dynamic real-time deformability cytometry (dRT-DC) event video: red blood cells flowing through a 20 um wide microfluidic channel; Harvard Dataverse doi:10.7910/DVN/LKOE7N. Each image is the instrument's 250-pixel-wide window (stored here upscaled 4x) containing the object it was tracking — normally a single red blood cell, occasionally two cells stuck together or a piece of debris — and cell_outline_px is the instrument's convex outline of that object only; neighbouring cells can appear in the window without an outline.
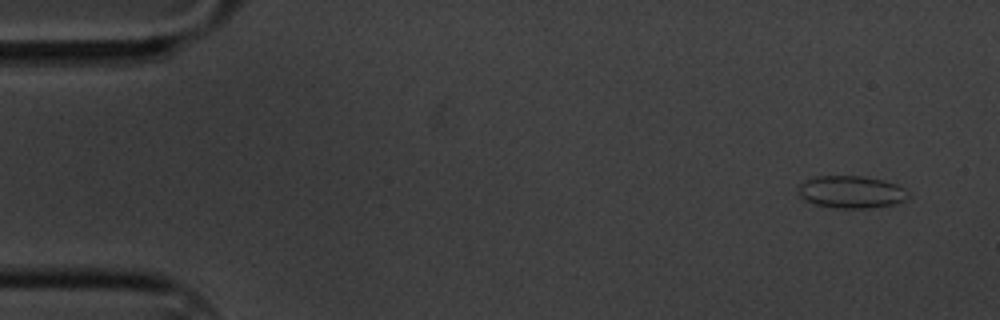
{"species": "common noctule bat (a hibernating species)", "species_latin": "Nyctalus noctula", "temperature_condition": "cold", "stored_images_in_passage": 57, "camera_frame_rate_fps": 3000, "um_per_image_px": 0.085, "animal": {"sex": "male", "body_mass_g": 20.1, "forearm_length_mm": 53.5}, "frame": {"image": 1, "passage_image": 1, "time_ms": 0.0, "image_size_px": [1000, 320], "cell_outline_px": [[908, 196], [904, 200], [892, 204], [872, 208], [836, 208], [816, 204], [804, 200], [800, 196], [800, 184], [804, 180], [816, 176], [864, 176], [884, 180], [896, 184], [904, 188], [908, 192]], "centroid_in_image_um": [72.36, 16.31], "position_along_channel_um": 12.6, "area_um2": 20.63}}
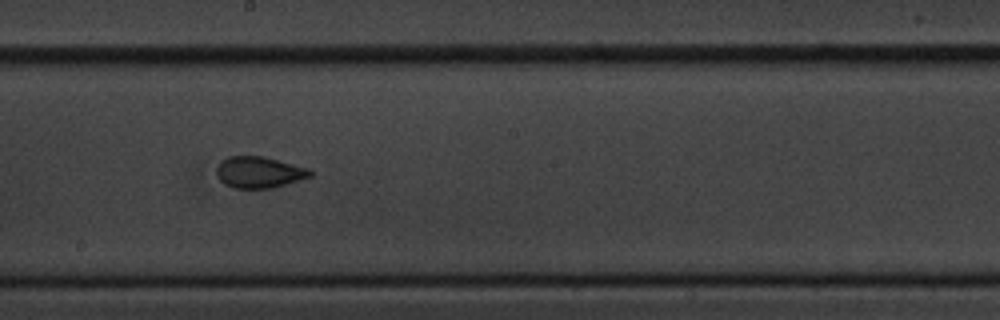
{"frame": {"image": 2, "passage_image": 30, "time_ms": 9.667, "image_size_px": [1000, 320], "cell_outline_px": [[312, 176], [272, 188], [232, 188], [224, 184], [216, 176], [216, 168], [220, 160], [228, 156], [264, 156], [308, 168], [312, 172]], "centroid_in_image_um": [21.97, 14.63], "position_along_channel_um": 226.2, "area_um2": 17.22}}
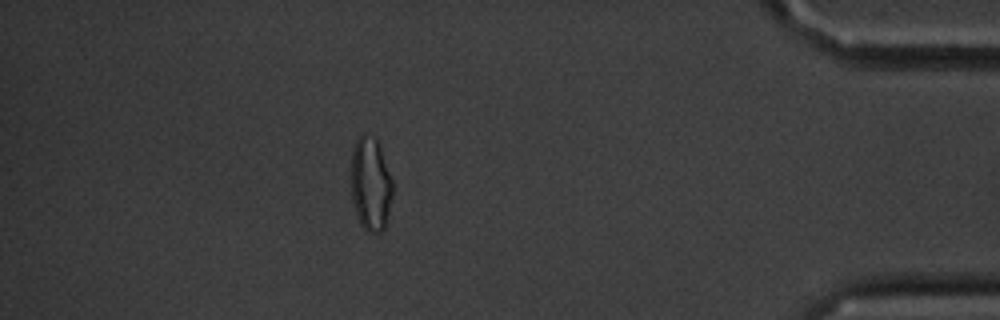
{"frame": {"image": 3, "passage_image": 50, "time_ms": 16.333, "image_size_px": [1000, 320], "cell_outline_px": [[392, 196], [384, 232], [368, 232], [360, 224], [352, 200], [352, 152], [356, 140], [364, 132], [376, 136], [380, 144], [392, 180]], "centroid_in_image_um": [31.52, 15.61], "position_along_channel_um": 403.7, "area_um2": 22.83}, "authors_computed_cell_mechanics": {"area_um2": 17.9758, "velocity_mm_per_s": 3.3336, "shape_relaxation_time_tau1_ms": null, "shape_relaxation_time_tau2_ms": 1.177, "deformation_change_tau1": null, "deformation_change_tau2": 0.0636}}